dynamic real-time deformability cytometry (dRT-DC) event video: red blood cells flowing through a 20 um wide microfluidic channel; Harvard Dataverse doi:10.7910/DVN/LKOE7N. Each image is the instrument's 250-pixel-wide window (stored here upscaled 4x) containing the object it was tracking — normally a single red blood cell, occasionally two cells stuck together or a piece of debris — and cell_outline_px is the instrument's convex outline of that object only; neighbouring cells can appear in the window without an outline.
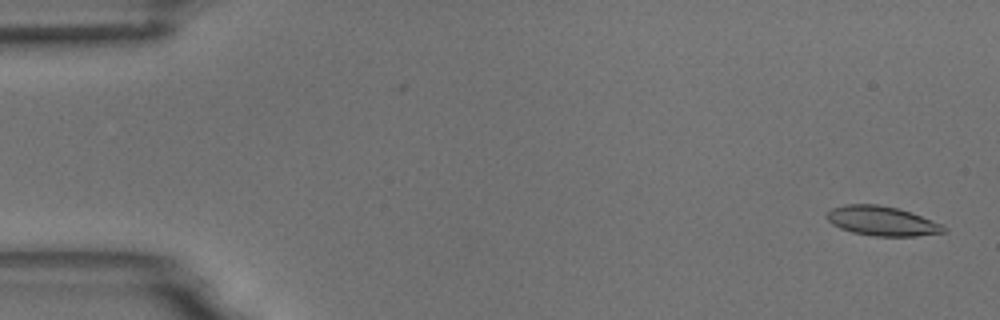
{"species": "common noctule bat (a hibernating species)", "species_latin": "Nyctalus noctula", "temperature_condition": "room temperature", "stored_images_in_passage": 5, "camera_frame_rate_fps": 3000, "um_per_image_px": 0.085, "animal": {"sex": "male", "body_mass_g": 18.8}, "frame": {"image": 1, "passage_image": 1, "time_ms": 0.0, "image_size_px": [1000, 320], "cell_outline_px": [[948, 228], [944, 232], [916, 236], [876, 236], [852, 232], [840, 228], [832, 224], [824, 216], [832, 208], [844, 204], [876, 204], [896, 208], [944, 224]], "centroid_in_image_um": [74.95, 18.78], "position_along_channel_um": 10.0, "area_um2": 20.0}}
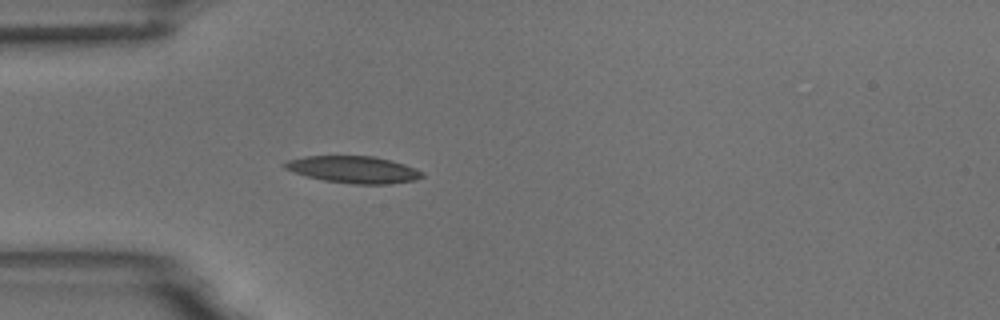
{"frame": {"image": 2, "passage_image": 5, "time_ms": 4.667, "image_size_px": [1000, 320], "cell_outline_px": [[424, 176], [412, 180], [388, 184], [356, 184], [324, 180], [308, 176], [284, 168], [284, 164], [288, 160], [304, 156], [372, 156], [404, 164], [416, 168], [424, 172]], "centroid_in_image_um": [30.07, 14.41], "position_along_channel_um": 54.9, "area_um2": 21.21}}